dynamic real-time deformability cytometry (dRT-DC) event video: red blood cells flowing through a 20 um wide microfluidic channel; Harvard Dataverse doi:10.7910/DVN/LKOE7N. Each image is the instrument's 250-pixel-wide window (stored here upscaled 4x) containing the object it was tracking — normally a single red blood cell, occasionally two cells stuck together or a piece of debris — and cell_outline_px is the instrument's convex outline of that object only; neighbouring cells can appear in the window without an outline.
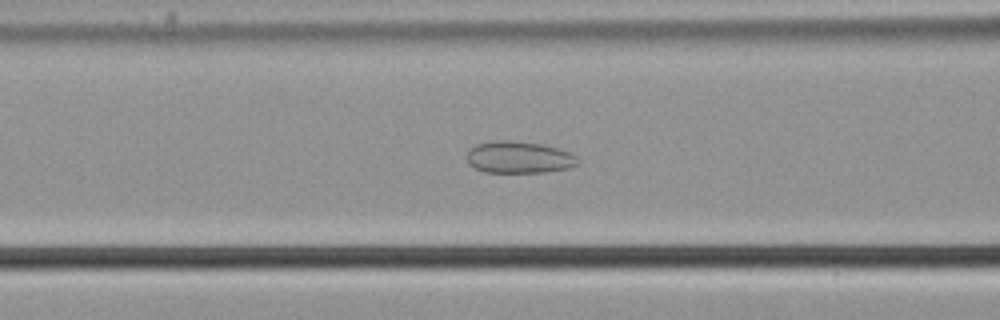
{"species": "common noctule bat (a hibernating species)", "species_latin": "Nyctalus noctula", "temperature_condition": "cold", "stored_images_in_passage": 58, "camera_frame_rate_fps": 3000, "um_per_image_px": 0.085, "animal": {"sex": "male", "body_mass_g": 21.5, "forearm_length_mm": 52.0}, "frame": {"image": 1, "passage_image": 24, "time_ms": 7.667, "image_size_px": [1000, 320], "cell_outline_px": [[580, 164], [568, 168], [544, 172], [484, 172], [468, 164], [464, 156], [476, 144], [496, 140], [508, 140], [540, 144], [556, 148], [568, 152], [576, 156], [580, 160]], "centroid_in_image_um": [44.09, 13.38], "position_along_channel_um": 122.5, "area_um2": 20.63}}
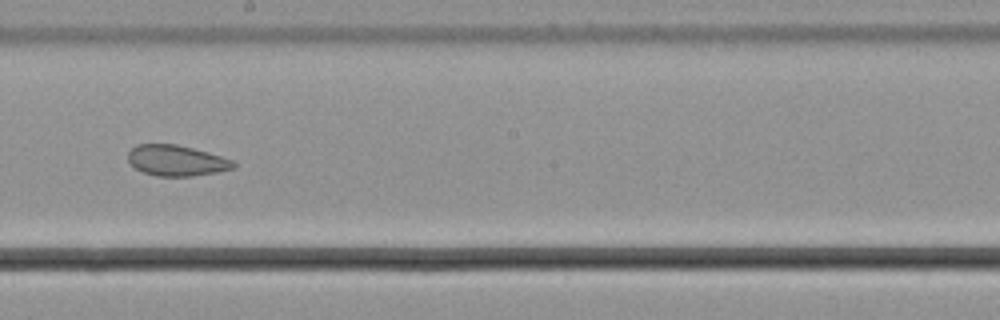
{"frame": {"image": 2, "passage_image": 33, "time_ms": 10.667, "image_size_px": [1000, 320], "cell_outline_px": [[236, 168], [216, 172], [192, 176], [156, 176], [144, 172], [136, 168], [128, 160], [128, 152], [136, 144], [176, 144], [208, 152], [232, 160], [236, 164]], "centroid_in_image_um": [15.0, 13.64], "position_along_channel_um": 233.2, "area_um2": 18.79}}
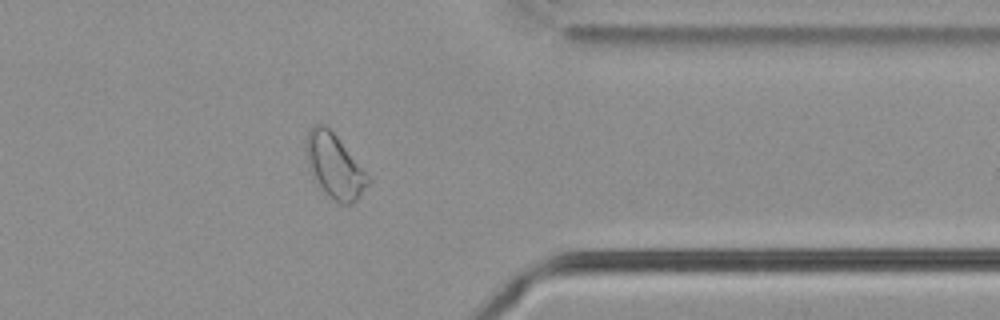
{"frame": {"image": 3, "passage_image": 46, "time_ms": 15.0, "image_size_px": [1000, 320], "cell_outline_px": [[372, 180], [356, 200], [352, 204], [340, 204], [324, 192], [312, 176], [308, 164], [304, 144], [304, 136], [316, 124], [328, 124], [372, 176]], "centroid_in_image_um": [28.47, 14.06], "position_along_channel_um": 382.9, "area_um2": 23.99}, "authors_computed_cell_mechanics": {"area_um2": 25.1141, "velocity_mm_per_s": 3.6943, "shape_relaxation_time_tau1_ms": null, "shape_relaxation_time_tau2_ms": 2.6504, "deformation_change_tau1": null, "deformation_change_tau2": 0.0751}}